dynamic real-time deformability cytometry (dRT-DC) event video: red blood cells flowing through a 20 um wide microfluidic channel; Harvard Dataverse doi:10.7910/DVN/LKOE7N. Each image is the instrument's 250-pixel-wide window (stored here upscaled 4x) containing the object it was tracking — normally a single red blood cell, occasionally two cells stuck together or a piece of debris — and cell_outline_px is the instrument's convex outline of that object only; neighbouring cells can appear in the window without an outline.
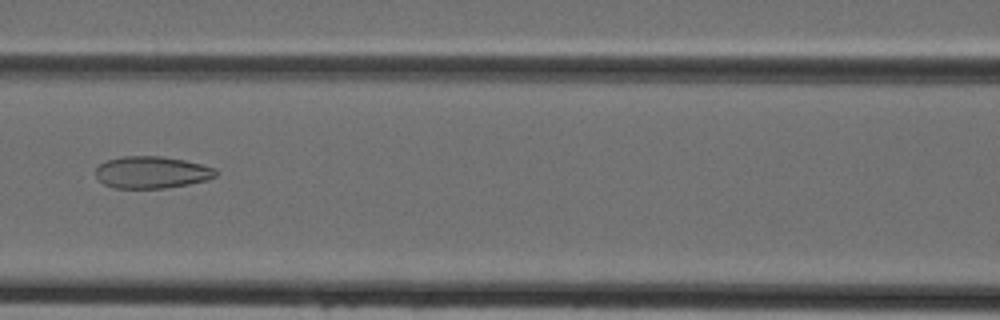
{"species": "Egyptian fruit bat (a non-hibernating species)", "species_latin": "Rousettus aegyptiacus", "temperature_condition": "cold", "stored_images_in_passage": 40, "camera_frame_rate_fps": 3000, "um_per_image_px": 0.085, "animal": {"sex": "female"}, "frame": {"image": 1, "passage_image": 15, "time_ms": 4.667, "image_size_px": [1000, 320], "cell_outline_px": [[216, 176], [208, 180], [188, 184], [164, 188], [112, 188], [104, 184], [96, 176], [96, 168], [100, 164], [108, 160], [120, 156], [160, 156], [184, 160], [216, 168]], "centroid_in_image_um": [12.89, 14.65], "position_along_channel_um": 153.7, "area_um2": 22.37}}
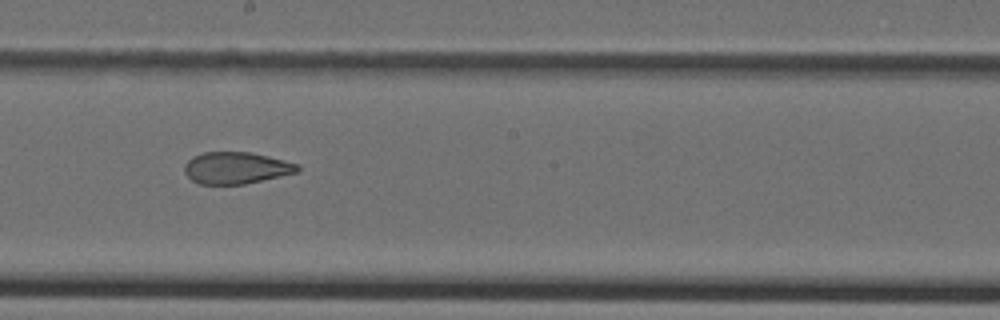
{"frame": {"image": 2, "passage_image": 20, "time_ms": 6.333, "image_size_px": [1000, 320], "cell_outline_px": [[300, 168], [296, 172], [244, 184], [200, 184], [192, 180], [184, 172], [184, 164], [192, 156], [204, 152], [252, 152], [300, 164]], "centroid_in_image_um": [20.05, 14.26], "position_along_channel_um": 228.2, "area_um2": 20.87}}
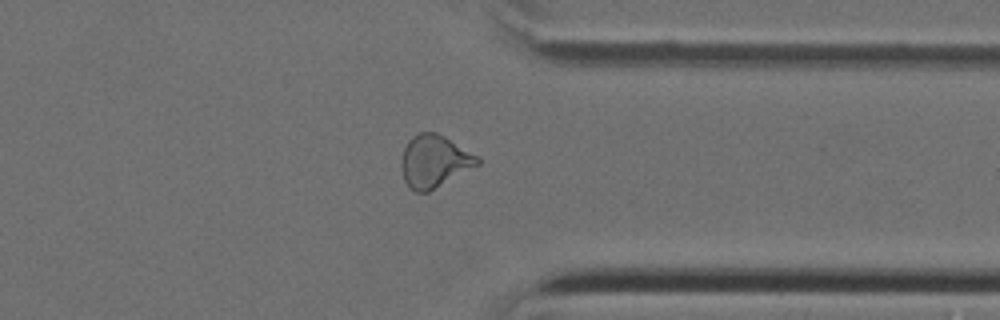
{"frame": {"image": 3, "passage_image": 30, "time_ms": 9.667, "image_size_px": [1000, 320], "cell_outline_px": [[480, 164], [428, 192], [416, 192], [404, 180], [400, 164], [400, 160], [404, 148], [408, 140], [412, 136], [420, 132], [436, 132], [444, 136], [480, 156]], "centroid_in_image_um": [36.92, 13.69], "position_along_channel_um": 374.5, "area_um2": 23.29}}